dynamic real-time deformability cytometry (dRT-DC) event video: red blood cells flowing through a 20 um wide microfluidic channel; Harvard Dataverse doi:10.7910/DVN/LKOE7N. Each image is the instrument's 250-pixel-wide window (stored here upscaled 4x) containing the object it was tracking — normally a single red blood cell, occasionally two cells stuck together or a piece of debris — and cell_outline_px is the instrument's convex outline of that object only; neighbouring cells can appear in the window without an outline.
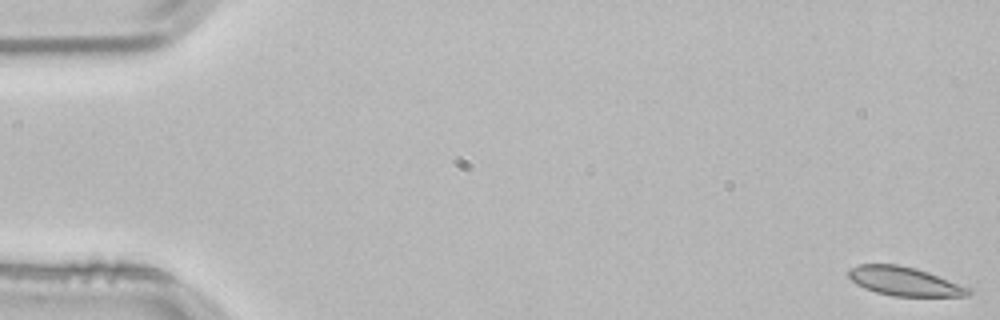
{"species": "common noctule bat (a hibernating species)", "species_latin": "Nyctalus noctula", "temperature_condition": "room temperature", "stored_images_in_passage": 55, "camera_frame_rate_fps": 3000, "um_per_image_px": 0.085, "animal": {"sex": "male", "body_mass_g": 21.5, "forearm_length_mm": 52.0}, "frame": {"image": 1, "passage_image": 1, "time_ms": 0.0, "image_size_px": [1000, 320], "cell_outline_px": [[972, 292], [968, 296], [892, 296], [876, 292], [864, 288], [856, 284], [848, 276], [848, 268], [860, 264], [900, 264], [916, 268], [928, 272], [972, 288]], "centroid_in_image_um": [76.88, 23.91], "position_along_channel_um": 8.1, "area_um2": 20.35}}
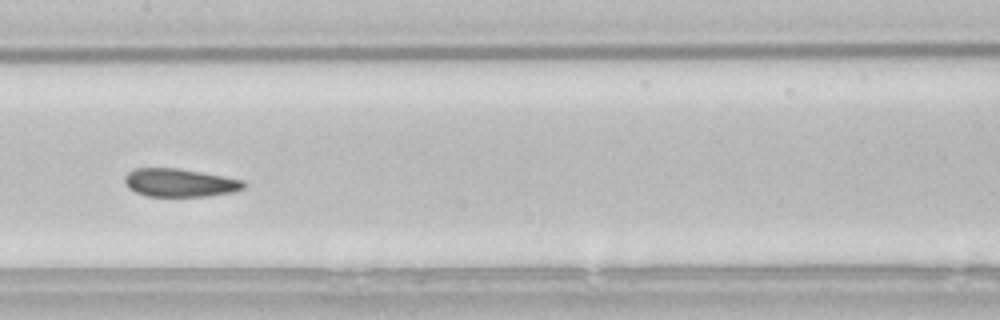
{"frame": {"image": 2, "passage_image": 27, "time_ms": 8.667, "image_size_px": [1000, 320], "cell_outline_px": [[244, 188], [232, 192], [208, 196], [148, 196], [136, 192], [128, 188], [124, 180], [124, 176], [128, 172], [136, 168], [176, 168], [200, 172], [244, 180]], "centroid_in_image_um": [15.25, 15.53], "position_along_channel_um": 192.1, "area_um2": 19.36}}
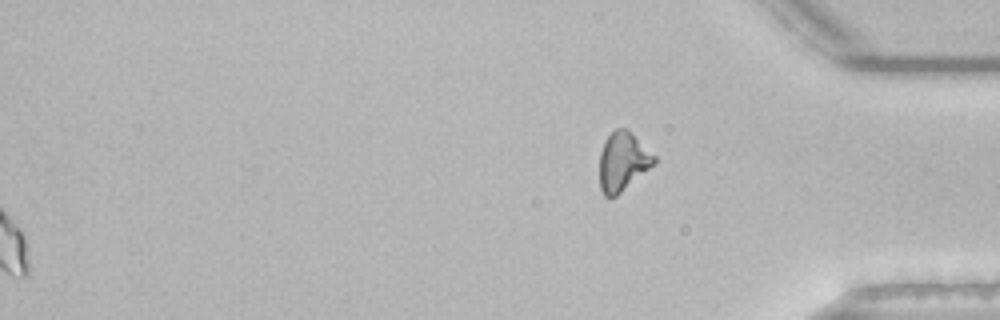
{"frame": {"image": 3, "passage_image": 55, "time_ms": 18.0, "image_size_px": [1000, 320], "cell_outline_px": [[656, 164], [616, 196], [608, 200], [604, 196], [600, 188], [600, 152], [604, 140], [616, 128], [628, 128], [656, 156]], "centroid_in_image_um": [52.95, 13.74], "position_along_channel_um": 382.3, "area_um2": 19.07}, "authors_computed_cell_mechanics": {"area_um2": 20.2878, "velocity_mm_per_s": 3.7888, "shape_relaxation_time_tau1_ms": null, "shape_relaxation_time_tau2_ms": 2.3311, "deformation_change_tau1": null, "deformation_change_tau2": 0.0457}}